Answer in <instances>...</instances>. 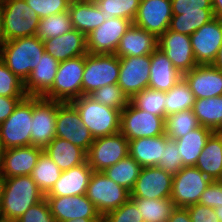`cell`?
<instances>
[{"mask_svg":"<svg viewBox=\"0 0 222 222\" xmlns=\"http://www.w3.org/2000/svg\"><path fill=\"white\" fill-rule=\"evenodd\" d=\"M45 198L30 175L3 178L0 194V216L18 220L28 208Z\"/></svg>","mask_w":222,"mask_h":222,"instance_id":"6da1fadb","label":"cell"},{"mask_svg":"<svg viewBox=\"0 0 222 222\" xmlns=\"http://www.w3.org/2000/svg\"><path fill=\"white\" fill-rule=\"evenodd\" d=\"M44 52V42L36 35L21 37L4 41L0 47V59L25 82Z\"/></svg>","mask_w":222,"mask_h":222,"instance_id":"7a4b0ae2","label":"cell"},{"mask_svg":"<svg viewBox=\"0 0 222 222\" xmlns=\"http://www.w3.org/2000/svg\"><path fill=\"white\" fill-rule=\"evenodd\" d=\"M77 109L83 125L95 138L120 132L121 111L94 101L89 95H82L71 101Z\"/></svg>","mask_w":222,"mask_h":222,"instance_id":"3957f363","label":"cell"},{"mask_svg":"<svg viewBox=\"0 0 222 222\" xmlns=\"http://www.w3.org/2000/svg\"><path fill=\"white\" fill-rule=\"evenodd\" d=\"M4 40L35 36L40 19L25 0H0Z\"/></svg>","mask_w":222,"mask_h":222,"instance_id":"277c9868","label":"cell"},{"mask_svg":"<svg viewBox=\"0 0 222 222\" xmlns=\"http://www.w3.org/2000/svg\"><path fill=\"white\" fill-rule=\"evenodd\" d=\"M85 55L59 62L52 88L43 96L60 102H71L82 96Z\"/></svg>","mask_w":222,"mask_h":222,"instance_id":"5b68a950","label":"cell"},{"mask_svg":"<svg viewBox=\"0 0 222 222\" xmlns=\"http://www.w3.org/2000/svg\"><path fill=\"white\" fill-rule=\"evenodd\" d=\"M32 96L22 99L13 113L0 124L2 149L31 145Z\"/></svg>","mask_w":222,"mask_h":222,"instance_id":"8992f818","label":"cell"},{"mask_svg":"<svg viewBox=\"0 0 222 222\" xmlns=\"http://www.w3.org/2000/svg\"><path fill=\"white\" fill-rule=\"evenodd\" d=\"M119 71L120 58L115 54L87 53L82 78V95H89L106 85L117 84Z\"/></svg>","mask_w":222,"mask_h":222,"instance_id":"52a82bcc","label":"cell"},{"mask_svg":"<svg viewBox=\"0 0 222 222\" xmlns=\"http://www.w3.org/2000/svg\"><path fill=\"white\" fill-rule=\"evenodd\" d=\"M85 195L102 217L130 198V192L109 179L103 171L92 172Z\"/></svg>","mask_w":222,"mask_h":222,"instance_id":"ba28073f","label":"cell"},{"mask_svg":"<svg viewBox=\"0 0 222 222\" xmlns=\"http://www.w3.org/2000/svg\"><path fill=\"white\" fill-rule=\"evenodd\" d=\"M166 117L136 108L131 102L121 111L120 132L128 139L157 137L165 134Z\"/></svg>","mask_w":222,"mask_h":222,"instance_id":"9c48e42d","label":"cell"},{"mask_svg":"<svg viewBox=\"0 0 222 222\" xmlns=\"http://www.w3.org/2000/svg\"><path fill=\"white\" fill-rule=\"evenodd\" d=\"M211 181L196 166H184L173 176L170 199L176 207L197 204Z\"/></svg>","mask_w":222,"mask_h":222,"instance_id":"30bf717a","label":"cell"},{"mask_svg":"<svg viewBox=\"0 0 222 222\" xmlns=\"http://www.w3.org/2000/svg\"><path fill=\"white\" fill-rule=\"evenodd\" d=\"M129 155V140L121 133L94 139L86 159L93 171H104Z\"/></svg>","mask_w":222,"mask_h":222,"instance_id":"8fae6325","label":"cell"},{"mask_svg":"<svg viewBox=\"0 0 222 222\" xmlns=\"http://www.w3.org/2000/svg\"><path fill=\"white\" fill-rule=\"evenodd\" d=\"M58 101L32 96L31 145L44 149L55 137Z\"/></svg>","mask_w":222,"mask_h":222,"instance_id":"7c38bea8","label":"cell"},{"mask_svg":"<svg viewBox=\"0 0 222 222\" xmlns=\"http://www.w3.org/2000/svg\"><path fill=\"white\" fill-rule=\"evenodd\" d=\"M55 132L56 137L70 141L86 153L94 142V137L83 125L77 109L71 102L58 101Z\"/></svg>","mask_w":222,"mask_h":222,"instance_id":"4fadbf2b","label":"cell"},{"mask_svg":"<svg viewBox=\"0 0 222 222\" xmlns=\"http://www.w3.org/2000/svg\"><path fill=\"white\" fill-rule=\"evenodd\" d=\"M133 22L112 17L86 36L87 51L90 54H115L121 37Z\"/></svg>","mask_w":222,"mask_h":222,"instance_id":"5bb4252c","label":"cell"},{"mask_svg":"<svg viewBox=\"0 0 222 222\" xmlns=\"http://www.w3.org/2000/svg\"><path fill=\"white\" fill-rule=\"evenodd\" d=\"M151 54L120 58L118 85L131 99L135 94L148 88Z\"/></svg>","mask_w":222,"mask_h":222,"instance_id":"9a60e30c","label":"cell"},{"mask_svg":"<svg viewBox=\"0 0 222 222\" xmlns=\"http://www.w3.org/2000/svg\"><path fill=\"white\" fill-rule=\"evenodd\" d=\"M190 40L196 63L212 64L222 45V21L213 18L191 34Z\"/></svg>","mask_w":222,"mask_h":222,"instance_id":"2e32d148","label":"cell"},{"mask_svg":"<svg viewBox=\"0 0 222 222\" xmlns=\"http://www.w3.org/2000/svg\"><path fill=\"white\" fill-rule=\"evenodd\" d=\"M172 16L171 0H141L133 24L158 38L169 29Z\"/></svg>","mask_w":222,"mask_h":222,"instance_id":"e0dca14e","label":"cell"},{"mask_svg":"<svg viewBox=\"0 0 222 222\" xmlns=\"http://www.w3.org/2000/svg\"><path fill=\"white\" fill-rule=\"evenodd\" d=\"M158 48L171 60L182 74L189 72L198 64L195 61L190 36L166 30L158 37Z\"/></svg>","mask_w":222,"mask_h":222,"instance_id":"ac0fdd59","label":"cell"},{"mask_svg":"<svg viewBox=\"0 0 222 222\" xmlns=\"http://www.w3.org/2000/svg\"><path fill=\"white\" fill-rule=\"evenodd\" d=\"M173 175L156 167L141 169L135 186L130 192L133 198L165 199L170 198Z\"/></svg>","mask_w":222,"mask_h":222,"instance_id":"d6986e66","label":"cell"},{"mask_svg":"<svg viewBox=\"0 0 222 222\" xmlns=\"http://www.w3.org/2000/svg\"><path fill=\"white\" fill-rule=\"evenodd\" d=\"M56 222L77 218H102L86 195L45 197Z\"/></svg>","mask_w":222,"mask_h":222,"instance_id":"ffe728a7","label":"cell"},{"mask_svg":"<svg viewBox=\"0 0 222 222\" xmlns=\"http://www.w3.org/2000/svg\"><path fill=\"white\" fill-rule=\"evenodd\" d=\"M183 78L196 99L222 95V71L212 64L197 65Z\"/></svg>","mask_w":222,"mask_h":222,"instance_id":"44dd1931","label":"cell"},{"mask_svg":"<svg viewBox=\"0 0 222 222\" xmlns=\"http://www.w3.org/2000/svg\"><path fill=\"white\" fill-rule=\"evenodd\" d=\"M44 149L33 145L4 149L0 173L3 178L30 175Z\"/></svg>","mask_w":222,"mask_h":222,"instance_id":"7402d4cb","label":"cell"},{"mask_svg":"<svg viewBox=\"0 0 222 222\" xmlns=\"http://www.w3.org/2000/svg\"><path fill=\"white\" fill-rule=\"evenodd\" d=\"M92 172L87 161L62 171L60 178L45 197L85 195Z\"/></svg>","mask_w":222,"mask_h":222,"instance_id":"603a6c76","label":"cell"},{"mask_svg":"<svg viewBox=\"0 0 222 222\" xmlns=\"http://www.w3.org/2000/svg\"><path fill=\"white\" fill-rule=\"evenodd\" d=\"M43 42L45 51L58 62L88 53L86 36L75 28L63 35L46 39Z\"/></svg>","mask_w":222,"mask_h":222,"instance_id":"cb8c5ba5","label":"cell"},{"mask_svg":"<svg viewBox=\"0 0 222 222\" xmlns=\"http://www.w3.org/2000/svg\"><path fill=\"white\" fill-rule=\"evenodd\" d=\"M157 43L158 38L154 34L132 23L121 37L115 55L119 58L150 55L158 48Z\"/></svg>","mask_w":222,"mask_h":222,"instance_id":"d4e9b609","label":"cell"},{"mask_svg":"<svg viewBox=\"0 0 222 222\" xmlns=\"http://www.w3.org/2000/svg\"><path fill=\"white\" fill-rule=\"evenodd\" d=\"M183 78V74L174 67L171 60L157 48L151 54L150 76L148 88L169 91Z\"/></svg>","mask_w":222,"mask_h":222,"instance_id":"484cf974","label":"cell"},{"mask_svg":"<svg viewBox=\"0 0 222 222\" xmlns=\"http://www.w3.org/2000/svg\"><path fill=\"white\" fill-rule=\"evenodd\" d=\"M59 62L46 51L24 82L27 96H44L51 88Z\"/></svg>","mask_w":222,"mask_h":222,"instance_id":"4316f807","label":"cell"},{"mask_svg":"<svg viewBox=\"0 0 222 222\" xmlns=\"http://www.w3.org/2000/svg\"><path fill=\"white\" fill-rule=\"evenodd\" d=\"M68 12L73 28L85 36L106 21L99 6L88 0H71Z\"/></svg>","mask_w":222,"mask_h":222,"instance_id":"83f0119b","label":"cell"},{"mask_svg":"<svg viewBox=\"0 0 222 222\" xmlns=\"http://www.w3.org/2000/svg\"><path fill=\"white\" fill-rule=\"evenodd\" d=\"M169 138L166 134L157 137H143L129 140V155L136 160L142 168L156 167L160 162Z\"/></svg>","mask_w":222,"mask_h":222,"instance_id":"f1b7e54d","label":"cell"},{"mask_svg":"<svg viewBox=\"0 0 222 222\" xmlns=\"http://www.w3.org/2000/svg\"><path fill=\"white\" fill-rule=\"evenodd\" d=\"M195 166L212 181L222 176V133L213 132Z\"/></svg>","mask_w":222,"mask_h":222,"instance_id":"f546056e","label":"cell"},{"mask_svg":"<svg viewBox=\"0 0 222 222\" xmlns=\"http://www.w3.org/2000/svg\"><path fill=\"white\" fill-rule=\"evenodd\" d=\"M44 152L57 164L61 171L87 161L86 152L70 141L55 137L45 148Z\"/></svg>","mask_w":222,"mask_h":222,"instance_id":"4dcf8cb0","label":"cell"},{"mask_svg":"<svg viewBox=\"0 0 222 222\" xmlns=\"http://www.w3.org/2000/svg\"><path fill=\"white\" fill-rule=\"evenodd\" d=\"M213 132L212 129L200 125L175 140L184 166H195L200 153Z\"/></svg>","mask_w":222,"mask_h":222,"instance_id":"1f68e13d","label":"cell"},{"mask_svg":"<svg viewBox=\"0 0 222 222\" xmlns=\"http://www.w3.org/2000/svg\"><path fill=\"white\" fill-rule=\"evenodd\" d=\"M192 110L201 126L222 133V95L196 99Z\"/></svg>","mask_w":222,"mask_h":222,"instance_id":"d6a6232c","label":"cell"},{"mask_svg":"<svg viewBox=\"0 0 222 222\" xmlns=\"http://www.w3.org/2000/svg\"><path fill=\"white\" fill-rule=\"evenodd\" d=\"M130 199L136 204L144 222H167L176 208L170 198L148 199L130 197Z\"/></svg>","mask_w":222,"mask_h":222,"instance_id":"836d02e7","label":"cell"},{"mask_svg":"<svg viewBox=\"0 0 222 222\" xmlns=\"http://www.w3.org/2000/svg\"><path fill=\"white\" fill-rule=\"evenodd\" d=\"M141 169V165L128 155L116 164L107 167L103 172L109 179L131 192Z\"/></svg>","mask_w":222,"mask_h":222,"instance_id":"e575fe53","label":"cell"},{"mask_svg":"<svg viewBox=\"0 0 222 222\" xmlns=\"http://www.w3.org/2000/svg\"><path fill=\"white\" fill-rule=\"evenodd\" d=\"M61 174L62 171L57 164L43 151L30 176L36 182L39 189L46 195L60 178Z\"/></svg>","mask_w":222,"mask_h":222,"instance_id":"d590c367","label":"cell"},{"mask_svg":"<svg viewBox=\"0 0 222 222\" xmlns=\"http://www.w3.org/2000/svg\"><path fill=\"white\" fill-rule=\"evenodd\" d=\"M196 98L188 83L182 78L169 91L165 92V117L180 111L193 109Z\"/></svg>","mask_w":222,"mask_h":222,"instance_id":"8d00e7d4","label":"cell"},{"mask_svg":"<svg viewBox=\"0 0 222 222\" xmlns=\"http://www.w3.org/2000/svg\"><path fill=\"white\" fill-rule=\"evenodd\" d=\"M199 126L193 110L188 109L166 116L165 134L169 139L176 140Z\"/></svg>","mask_w":222,"mask_h":222,"instance_id":"74e56055","label":"cell"},{"mask_svg":"<svg viewBox=\"0 0 222 222\" xmlns=\"http://www.w3.org/2000/svg\"><path fill=\"white\" fill-rule=\"evenodd\" d=\"M72 22L68 11L41 18L36 36L42 41L51 39L72 30Z\"/></svg>","mask_w":222,"mask_h":222,"instance_id":"f35d334b","label":"cell"},{"mask_svg":"<svg viewBox=\"0 0 222 222\" xmlns=\"http://www.w3.org/2000/svg\"><path fill=\"white\" fill-rule=\"evenodd\" d=\"M213 18H215L213 12L173 14L169 30L190 36Z\"/></svg>","mask_w":222,"mask_h":222,"instance_id":"ab89813d","label":"cell"},{"mask_svg":"<svg viewBox=\"0 0 222 222\" xmlns=\"http://www.w3.org/2000/svg\"><path fill=\"white\" fill-rule=\"evenodd\" d=\"M165 92L146 88L135 94L130 102L138 109L165 117Z\"/></svg>","mask_w":222,"mask_h":222,"instance_id":"60d3db41","label":"cell"},{"mask_svg":"<svg viewBox=\"0 0 222 222\" xmlns=\"http://www.w3.org/2000/svg\"><path fill=\"white\" fill-rule=\"evenodd\" d=\"M141 0H101L97 3L105 20L112 17L134 21Z\"/></svg>","mask_w":222,"mask_h":222,"instance_id":"b9f144b4","label":"cell"},{"mask_svg":"<svg viewBox=\"0 0 222 222\" xmlns=\"http://www.w3.org/2000/svg\"><path fill=\"white\" fill-rule=\"evenodd\" d=\"M89 96L101 105H106L120 111L126 108L130 102V99L118 84L100 87L89 94Z\"/></svg>","mask_w":222,"mask_h":222,"instance_id":"7bdbcfd3","label":"cell"},{"mask_svg":"<svg viewBox=\"0 0 222 222\" xmlns=\"http://www.w3.org/2000/svg\"><path fill=\"white\" fill-rule=\"evenodd\" d=\"M0 95L6 97H27L24 81L15 75L0 59Z\"/></svg>","mask_w":222,"mask_h":222,"instance_id":"ee69618b","label":"cell"},{"mask_svg":"<svg viewBox=\"0 0 222 222\" xmlns=\"http://www.w3.org/2000/svg\"><path fill=\"white\" fill-rule=\"evenodd\" d=\"M157 167L173 176L184 167L175 140L168 139L165 142V148H163V154Z\"/></svg>","mask_w":222,"mask_h":222,"instance_id":"f6af8a7d","label":"cell"},{"mask_svg":"<svg viewBox=\"0 0 222 222\" xmlns=\"http://www.w3.org/2000/svg\"><path fill=\"white\" fill-rule=\"evenodd\" d=\"M106 222H144L136 204L129 198L123 205L102 217Z\"/></svg>","mask_w":222,"mask_h":222,"instance_id":"bcb514c9","label":"cell"},{"mask_svg":"<svg viewBox=\"0 0 222 222\" xmlns=\"http://www.w3.org/2000/svg\"><path fill=\"white\" fill-rule=\"evenodd\" d=\"M38 15V18H44L68 11L71 0H25Z\"/></svg>","mask_w":222,"mask_h":222,"instance_id":"7dc6e473","label":"cell"},{"mask_svg":"<svg viewBox=\"0 0 222 222\" xmlns=\"http://www.w3.org/2000/svg\"><path fill=\"white\" fill-rule=\"evenodd\" d=\"M172 13L213 12L212 0H171Z\"/></svg>","mask_w":222,"mask_h":222,"instance_id":"c3c4849f","label":"cell"},{"mask_svg":"<svg viewBox=\"0 0 222 222\" xmlns=\"http://www.w3.org/2000/svg\"><path fill=\"white\" fill-rule=\"evenodd\" d=\"M18 222H56L50 212L49 205L44 198L37 204L28 208V210L20 216Z\"/></svg>","mask_w":222,"mask_h":222,"instance_id":"681fc988","label":"cell"},{"mask_svg":"<svg viewBox=\"0 0 222 222\" xmlns=\"http://www.w3.org/2000/svg\"><path fill=\"white\" fill-rule=\"evenodd\" d=\"M198 203L213 209L222 206V184L218 180L211 181L201 194Z\"/></svg>","mask_w":222,"mask_h":222,"instance_id":"f907efd6","label":"cell"},{"mask_svg":"<svg viewBox=\"0 0 222 222\" xmlns=\"http://www.w3.org/2000/svg\"><path fill=\"white\" fill-rule=\"evenodd\" d=\"M191 222H220L213 208L202 204L187 207Z\"/></svg>","mask_w":222,"mask_h":222,"instance_id":"816d5d0a","label":"cell"},{"mask_svg":"<svg viewBox=\"0 0 222 222\" xmlns=\"http://www.w3.org/2000/svg\"><path fill=\"white\" fill-rule=\"evenodd\" d=\"M25 97H6L0 95V124H2L14 111L18 103Z\"/></svg>","mask_w":222,"mask_h":222,"instance_id":"f5cc1de1","label":"cell"},{"mask_svg":"<svg viewBox=\"0 0 222 222\" xmlns=\"http://www.w3.org/2000/svg\"><path fill=\"white\" fill-rule=\"evenodd\" d=\"M167 222H191L188 209L184 207H176Z\"/></svg>","mask_w":222,"mask_h":222,"instance_id":"db71d44e","label":"cell"},{"mask_svg":"<svg viewBox=\"0 0 222 222\" xmlns=\"http://www.w3.org/2000/svg\"><path fill=\"white\" fill-rule=\"evenodd\" d=\"M214 17L222 21V0H212Z\"/></svg>","mask_w":222,"mask_h":222,"instance_id":"11a10c76","label":"cell"},{"mask_svg":"<svg viewBox=\"0 0 222 222\" xmlns=\"http://www.w3.org/2000/svg\"><path fill=\"white\" fill-rule=\"evenodd\" d=\"M212 65L215 68L220 69L222 71V45L219 48L218 55H217L215 61L212 63Z\"/></svg>","mask_w":222,"mask_h":222,"instance_id":"9f6ffc18","label":"cell"},{"mask_svg":"<svg viewBox=\"0 0 222 222\" xmlns=\"http://www.w3.org/2000/svg\"><path fill=\"white\" fill-rule=\"evenodd\" d=\"M102 218H77L74 220H68L65 222H99Z\"/></svg>","mask_w":222,"mask_h":222,"instance_id":"6f0895ef","label":"cell"},{"mask_svg":"<svg viewBox=\"0 0 222 222\" xmlns=\"http://www.w3.org/2000/svg\"><path fill=\"white\" fill-rule=\"evenodd\" d=\"M4 33H3V24H2V10H1V3H0V47L4 43Z\"/></svg>","mask_w":222,"mask_h":222,"instance_id":"680465c9","label":"cell"},{"mask_svg":"<svg viewBox=\"0 0 222 222\" xmlns=\"http://www.w3.org/2000/svg\"><path fill=\"white\" fill-rule=\"evenodd\" d=\"M215 214L218 217L219 221L222 222V206L214 208Z\"/></svg>","mask_w":222,"mask_h":222,"instance_id":"91938a15","label":"cell"},{"mask_svg":"<svg viewBox=\"0 0 222 222\" xmlns=\"http://www.w3.org/2000/svg\"><path fill=\"white\" fill-rule=\"evenodd\" d=\"M0 222H18V221L0 216Z\"/></svg>","mask_w":222,"mask_h":222,"instance_id":"94428289","label":"cell"},{"mask_svg":"<svg viewBox=\"0 0 222 222\" xmlns=\"http://www.w3.org/2000/svg\"><path fill=\"white\" fill-rule=\"evenodd\" d=\"M2 184H3V176L0 173V194H1Z\"/></svg>","mask_w":222,"mask_h":222,"instance_id":"6125c7cd","label":"cell"},{"mask_svg":"<svg viewBox=\"0 0 222 222\" xmlns=\"http://www.w3.org/2000/svg\"><path fill=\"white\" fill-rule=\"evenodd\" d=\"M2 152H3V149H2V146L0 144V166H1V162H2Z\"/></svg>","mask_w":222,"mask_h":222,"instance_id":"be15d7a7","label":"cell"},{"mask_svg":"<svg viewBox=\"0 0 222 222\" xmlns=\"http://www.w3.org/2000/svg\"><path fill=\"white\" fill-rule=\"evenodd\" d=\"M88 1H91V2L94 3V4H97V3L100 2L101 0H88Z\"/></svg>","mask_w":222,"mask_h":222,"instance_id":"e7e4bbea","label":"cell"},{"mask_svg":"<svg viewBox=\"0 0 222 222\" xmlns=\"http://www.w3.org/2000/svg\"><path fill=\"white\" fill-rule=\"evenodd\" d=\"M218 181L222 184V176L220 177V179Z\"/></svg>","mask_w":222,"mask_h":222,"instance_id":"03108f58","label":"cell"},{"mask_svg":"<svg viewBox=\"0 0 222 222\" xmlns=\"http://www.w3.org/2000/svg\"><path fill=\"white\" fill-rule=\"evenodd\" d=\"M99 222H106L103 218Z\"/></svg>","mask_w":222,"mask_h":222,"instance_id":"003e7915","label":"cell"}]
</instances>
